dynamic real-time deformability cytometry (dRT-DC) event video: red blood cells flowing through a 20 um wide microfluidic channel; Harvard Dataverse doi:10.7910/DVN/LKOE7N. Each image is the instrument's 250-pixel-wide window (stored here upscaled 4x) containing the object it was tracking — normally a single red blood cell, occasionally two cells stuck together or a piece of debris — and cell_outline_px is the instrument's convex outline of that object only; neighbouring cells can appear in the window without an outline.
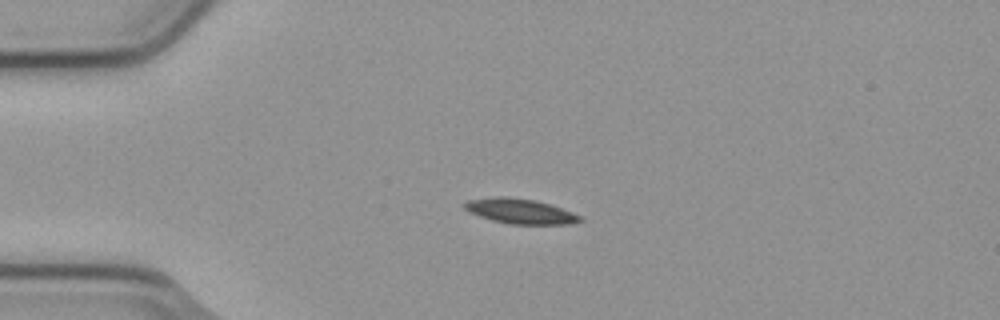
{"species": "common noctule bat (a hibernating species)", "species_latin": "Nyctalus noctula", "temperature_condition": "cold", "stored_images_in_passage": 3, "camera_frame_rate_fps": 3000, "um_per_image_px": 0.085, "animal": {"sex": "male", "body_mass_g": 23.1, "forearm_length_mm": 52.7}, "frame": {"image": 1, "passage_image": 2, "time_ms": 0.333, "image_size_px": [1000, 320], "cell_outline_px": [[584, 220], [568, 224], [508, 224], [492, 220], [468, 212], [460, 204], [468, 200], [496, 196], [504, 196], [536, 200], [572, 212], [580, 216]], "centroid_in_image_um": [44.15, 17.95], "position_along_channel_um": 40.8, "area_um2": 16.82}}